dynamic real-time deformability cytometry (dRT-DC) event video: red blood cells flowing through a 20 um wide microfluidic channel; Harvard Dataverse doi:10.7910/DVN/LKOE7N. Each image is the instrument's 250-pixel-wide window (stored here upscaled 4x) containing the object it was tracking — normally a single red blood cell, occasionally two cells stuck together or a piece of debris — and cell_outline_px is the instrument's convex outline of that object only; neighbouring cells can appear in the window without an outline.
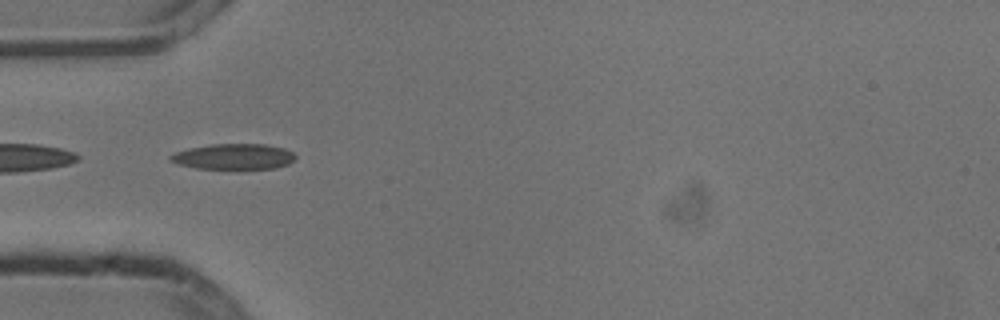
{"species": "common noctule bat (a hibernating species)", "species_latin": "Nyctalus noctula", "temperature_condition": "cold", "stored_images_in_passage": 6, "camera_frame_rate_fps": 3000, "um_per_image_px": 0.085, "animal": {"sex": "male", "body_mass_g": 13.3}, "frame": {"image": 1, "passage_image": 5, "time_ms": 1.333, "image_size_px": [1000, 320], "cell_outline_px": [[296, 156], [288, 164], [276, 168], [196, 168], [180, 164], [168, 160], [168, 156], [176, 152], [188, 148], [212, 144], [264, 144], [284, 148], [292, 152]], "centroid_in_image_um": [19.85, 13.3], "position_along_channel_um": 65.2, "area_um2": 18.44}}
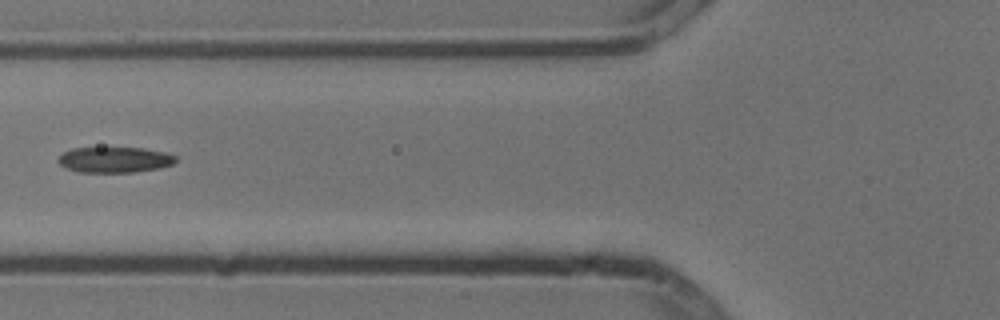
{"frame": {"image": 2, "passage_image": 6, "time_ms": 1.667, "image_size_px": [1000, 320], "cell_outline_px": [[176, 160], [172, 164], [160, 168], [136, 172], [76, 172], [60, 164], [56, 160], [64, 152], [72, 148], [144, 148], [164, 152], [176, 156]], "centroid_in_image_um": [9.74, 13.58], "position_along_channel_um": 116.1, "area_um2": 17.51}}